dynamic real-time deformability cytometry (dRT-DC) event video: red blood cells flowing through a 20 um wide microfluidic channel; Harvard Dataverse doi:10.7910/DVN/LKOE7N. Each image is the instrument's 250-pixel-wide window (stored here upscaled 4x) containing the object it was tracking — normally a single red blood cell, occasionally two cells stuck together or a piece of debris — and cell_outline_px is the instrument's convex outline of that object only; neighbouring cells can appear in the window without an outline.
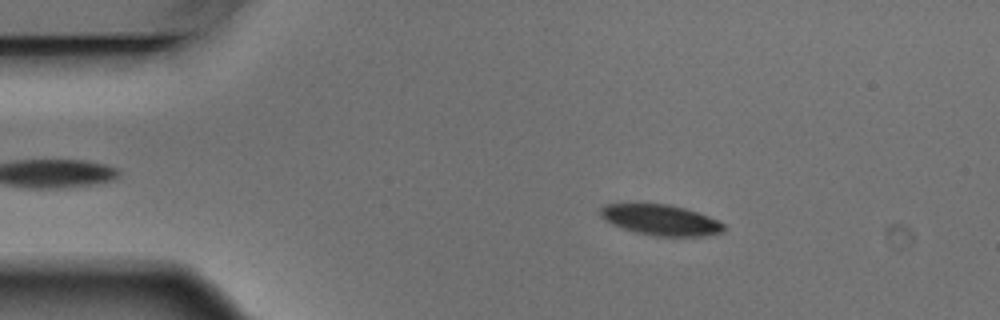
{"species": "Egyptian fruit bat (a non-hibernating species)", "species_latin": "Rousettus aegyptiacus", "temperature_condition": "warm", "stored_images_in_passage": 3, "camera_frame_rate_fps": 3000, "um_per_image_px": 0.085, "animal": {"sex": "male"}, "frame": {"image": 1, "passage_image": 2, "time_ms": 0.333, "image_size_px": [1000, 320], "cell_outline_px": [[724, 232], [704, 236], [652, 236], [636, 232], [612, 224], [604, 220], [600, 216], [600, 208], [604, 204], [668, 204], [684, 208], [708, 216], [724, 224]], "centroid_in_image_um": [56.15, 18.7], "position_along_channel_um": 28.9, "area_um2": 21.91}}